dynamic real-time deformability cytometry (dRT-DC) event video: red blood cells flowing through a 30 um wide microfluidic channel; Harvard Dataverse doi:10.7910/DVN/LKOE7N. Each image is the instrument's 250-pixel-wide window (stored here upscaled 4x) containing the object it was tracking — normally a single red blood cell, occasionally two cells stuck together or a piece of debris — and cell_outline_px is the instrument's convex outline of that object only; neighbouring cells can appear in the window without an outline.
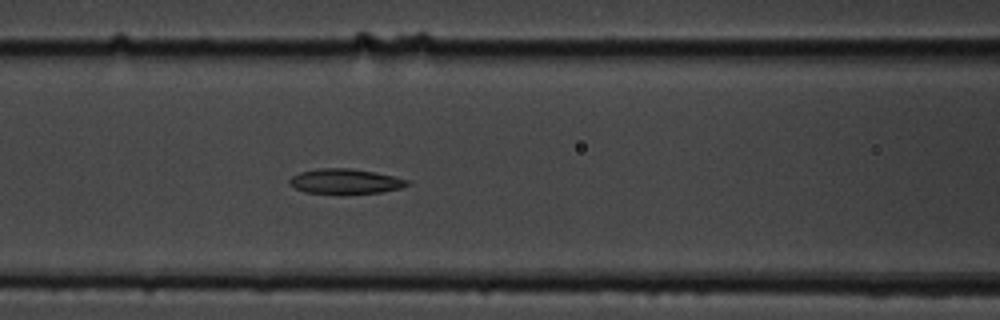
{"species": "common noctule bat (a hibernating species)", "species_latin": "Nyctalus noctula", "temperature_condition": "cold", "stored_images_in_passage": 9, "segment_of_instrument_passage": [1, 2], "camera_frame_rate_fps": 3000, "um_per_image_px": 0.085, "animal": {"sex": "male", "body_mass_g": 19.5, "forearm_length_mm": 54.6}, "frame": {"image": 1, "passage_image": 8, "time_ms": 8.0, "image_size_px": [1000, 320], "cell_outline_px": [[412, 184], [404, 188], [380, 192], [344, 196], [304, 192], [288, 184], [288, 180], [292, 176], [300, 172], [320, 168], [352, 168], [392, 176], [408, 180]], "centroid_in_image_um": [29.34, 15.46], "position_along_channel_um": 137.3, "area_um2": 17.8}}